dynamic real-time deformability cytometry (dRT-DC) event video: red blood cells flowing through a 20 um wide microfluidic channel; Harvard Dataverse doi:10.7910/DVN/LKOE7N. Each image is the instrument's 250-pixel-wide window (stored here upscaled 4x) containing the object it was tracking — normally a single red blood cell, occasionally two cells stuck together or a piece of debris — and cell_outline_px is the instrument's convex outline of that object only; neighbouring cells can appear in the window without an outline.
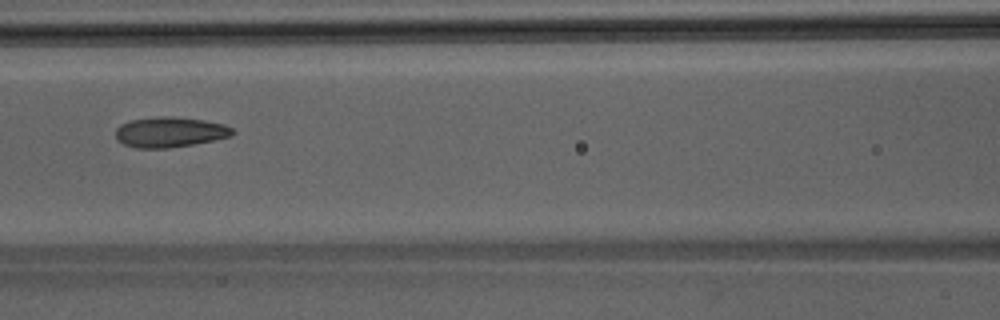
{"species": "Egyptian fruit bat (a non-hibernating species)", "species_latin": "Rousettus aegyptiacus", "temperature_condition": "room temperature", "stored_images_in_passage": 49, "segment_of_instrument_passage": [1, 2], "camera_frame_rate_fps": 3000, "um_per_image_px": 0.085, "animal": {"sex": "male"}, "frame": {"image": 1, "passage_image": 22, "time_ms": 7.0, "image_size_px": [1000, 320], "cell_outline_px": [[236, 132], [232, 136], [192, 144], [168, 148], [136, 148], [124, 144], [116, 140], [116, 128], [120, 124], [132, 120], [160, 116], [172, 116], [204, 120], [224, 124], [232, 128]], "centroid_in_image_um": [14.43, 11.22], "position_along_channel_um": 152.2, "area_um2": 20.63}}
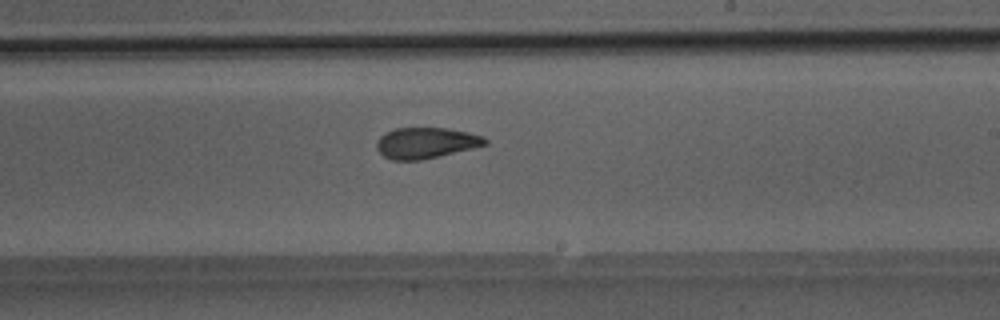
{"frame": {"image": 2, "passage_image": 29, "time_ms": 9.333, "image_size_px": [1000, 320], "cell_outline_px": [[488, 144], [440, 156], [420, 160], [392, 160], [384, 156], [376, 148], [376, 140], [380, 136], [396, 128], [448, 128], [468, 132], [484, 136], [488, 140]], "centroid_in_image_um": [36.21, 12.15], "position_along_channel_um": 252.8, "area_um2": 19.54}}
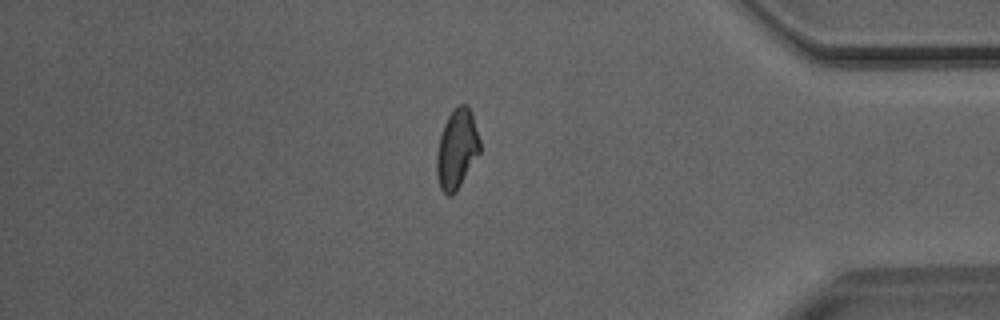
{"frame": {"image": 3, "passage_image": 41, "time_ms": 13.333, "image_size_px": [1000, 320], "cell_outline_px": [[480, 152], [456, 192], [452, 196], [448, 196], [440, 188], [436, 176], [436, 156], [440, 136], [444, 124], [452, 108], [460, 104], [468, 104], [472, 112], [480, 140]], "centroid_in_image_um": [38.83, 12.65], "position_along_channel_um": 396.4, "area_um2": 20.23}}